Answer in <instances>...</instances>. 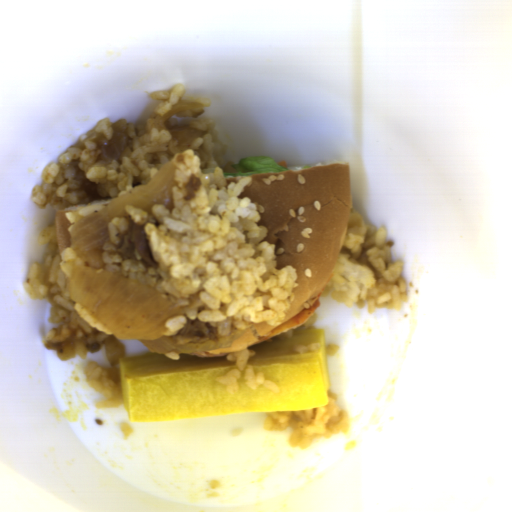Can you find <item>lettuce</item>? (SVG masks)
Instances as JSON below:
<instances>
[{"label":"lettuce","mask_w":512,"mask_h":512,"mask_svg":"<svg viewBox=\"0 0 512 512\" xmlns=\"http://www.w3.org/2000/svg\"><path fill=\"white\" fill-rule=\"evenodd\" d=\"M235 173L223 172V177H243L260 173H276L288 169L278 164L270 155H254L241 158L234 163Z\"/></svg>","instance_id":"9fb2a089"}]
</instances>
